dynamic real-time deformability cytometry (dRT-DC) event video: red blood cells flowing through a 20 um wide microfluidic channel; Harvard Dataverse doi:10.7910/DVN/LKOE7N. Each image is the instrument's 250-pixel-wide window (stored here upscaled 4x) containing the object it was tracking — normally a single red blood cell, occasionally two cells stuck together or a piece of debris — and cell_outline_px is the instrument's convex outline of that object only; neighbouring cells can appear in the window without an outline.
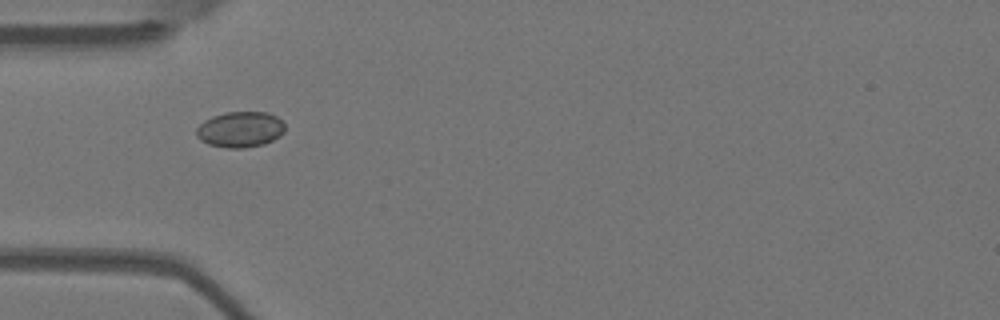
{"species": "Egyptian fruit bat (a non-hibernating species)", "species_latin": "Rousettus aegyptiacus", "temperature_condition": "warm", "stored_images_in_passage": 6, "camera_frame_rate_fps": 3000, "um_per_image_px": 0.085, "animal": {"sex": "female"}, "frame": {"image": 1, "passage_image": 2, "time_ms": 0.333, "image_size_px": [1000, 320], "cell_outline_px": [[284, 132], [280, 136], [264, 144], [244, 148], [228, 148], [208, 144], [200, 140], [196, 136], [196, 128], [204, 120], [212, 116], [228, 112], [268, 112], [276, 116], [284, 124]], "centroid_in_image_um": [20.41, 11.0], "position_along_channel_um": 64.6, "area_um2": 18.5}}
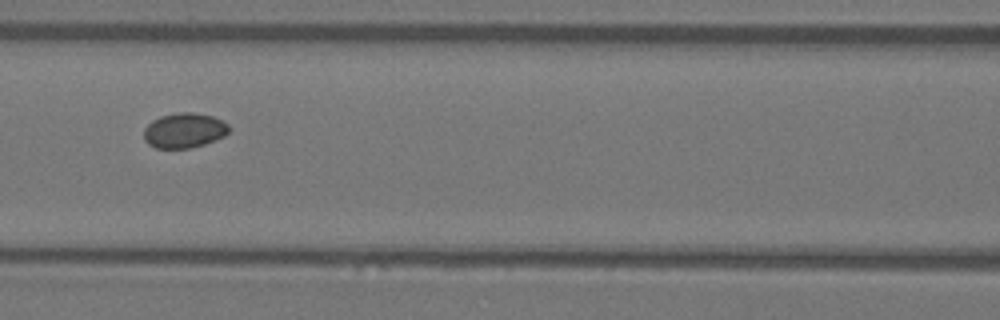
{"frame": {"image": 2, "passage_image": 4, "time_ms": 1.0, "image_size_px": [1000, 320], "cell_outline_px": [[228, 132], [224, 136], [204, 144], [188, 148], [156, 148], [148, 144], [144, 140], [144, 128], [152, 120], [160, 116], [180, 112], [192, 112], [212, 116], [228, 124]], "centroid_in_image_um": [15.62, 11.08], "position_along_channel_um": 151.0, "area_um2": 17.22}}
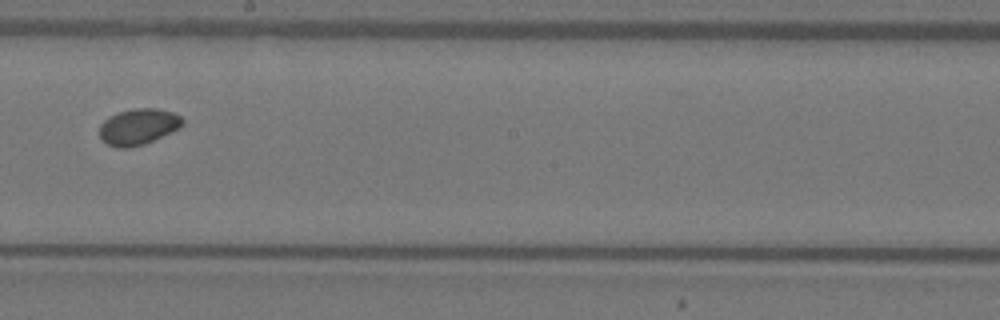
{"frame": {"image": 3, "passage_image": 6, "time_ms": 1.667, "image_size_px": [1000, 320], "cell_outline_px": [[184, 124], [180, 128], [144, 144], [128, 148], [116, 148], [108, 144], [100, 136], [100, 124], [108, 116], [132, 108], [156, 108], [172, 112], [180, 116], [184, 120]], "centroid_in_image_um": [11.76, 10.76], "position_along_channel_um": 236.4, "area_um2": 17.46}}